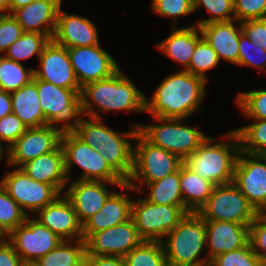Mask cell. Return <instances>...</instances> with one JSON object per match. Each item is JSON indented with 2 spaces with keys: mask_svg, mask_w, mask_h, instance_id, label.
Returning <instances> with one entry per match:
<instances>
[{
  "mask_svg": "<svg viewBox=\"0 0 266 266\" xmlns=\"http://www.w3.org/2000/svg\"><path fill=\"white\" fill-rule=\"evenodd\" d=\"M33 71L34 77L38 80L65 89H82L70 62L67 48L56 44L52 39L39 57V68H34Z\"/></svg>",
  "mask_w": 266,
  "mask_h": 266,
  "instance_id": "19",
  "label": "cell"
},
{
  "mask_svg": "<svg viewBox=\"0 0 266 266\" xmlns=\"http://www.w3.org/2000/svg\"><path fill=\"white\" fill-rule=\"evenodd\" d=\"M152 117L157 124L140 125L139 132L150 143L177 155L182 161L193 154L209 137L196 125H187L186 119Z\"/></svg>",
  "mask_w": 266,
  "mask_h": 266,
  "instance_id": "5",
  "label": "cell"
},
{
  "mask_svg": "<svg viewBox=\"0 0 266 266\" xmlns=\"http://www.w3.org/2000/svg\"><path fill=\"white\" fill-rule=\"evenodd\" d=\"M235 20L266 18V0H234Z\"/></svg>",
  "mask_w": 266,
  "mask_h": 266,
  "instance_id": "45",
  "label": "cell"
},
{
  "mask_svg": "<svg viewBox=\"0 0 266 266\" xmlns=\"http://www.w3.org/2000/svg\"><path fill=\"white\" fill-rule=\"evenodd\" d=\"M124 183L126 182L70 180L63 194L72 204L79 222L83 224L99 212L107 198L113 193L108 190V184L120 188Z\"/></svg>",
  "mask_w": 266,
  "mask_h": 266,
  "instance_id": "18",
  "label": "cell"
},
{
  "mask_svg": "<svg viewBox=\"0 0 266 266\" xmlns=\"http://www.w3.org/2000/svg\"><path fill=\"white\" fill-rule=\"evenodd\" d=\"M63 129L49 124L27 130L9 147V166L25 162L55 150L60 145Z\"/></svg>",
  "mask_w": 266,
  "mask_h": 266,
  "instance_id": "15",
  "label": "cell"
},
{
  "mask_svg": "<svg viewBox=\"0 0 266 266\" xmlns=\"http://www.w3.org/2000/svg\"><path fill=\"white\" fill-rule=\"evenodd\" d=\"M236 104L247 119L266 120V90L256 89L239 92Z\"/></svg>",
  "mask_w": 266,
  "mask_h": 266,
  "instance_id": "39",
  "label": "cell"
},
{
  "mask_svg": "<svg viewBox=\"0 0 266 266\" xmlns=\"http://www.w3.org/2000/svg\"><path fill=\"white\" fill-rule=\"evenodd\" d=\"M76 266H86V263H85V257L84 259Z\"/></svg>",
  "mask_w": 266,
  "mask_h": 266,
  "instance_id": "55",
  "label": "cell"
},
{
  "mask_svg": "<svg viewBox=\"0 0 266 266\" xmlns=\"http://www.w3.org/2000/svg\"><path fill=\"white\" fill-rule=\"evenodd\" d=\"M209 266H264L248 242L245 246L217 255Z\"/></svg>",
  "mask_w": 266,
  "mask_h": 266,
  "instance_id": "41",
  "label": "cell"
},
{
  "mask_svg": "<svg viewBox=\"0 0 266 266\" xmlns=\"http://www.w3.org/2000/svg\"><path fill=\"white\" fill-rule=\"evenodd\" d=\"M10 113H12L10 92L0 89V119Z\"/></svg>",
  "mask_w": 266,
  "mask_h": 266,
  "instance_id": "51",
  "label": "cell"
},
{
  "mask_svg": "<svg viewBox=\"0 0 266 266\" xmlns=\"http://www.w3.org/2000/svg\"><path fill=\"white\" fill-rule=\"evenodd\" d=\"M207 80L186 70L166 76L153 92L146 96V112L160 118L187 119L200 109L206 96Z\"/></svg>",
  "mask_w": 266,
  "mask_h": 266,
  "instance_id": "1",
  "label": "cell"
},
{
  "mask_svg": "<svg viewBox=\"0 0 266 266\" xmlns=\"http://www.w3.org/2000/svg\"><path fill=\"white\" fill-rule=\"evenodd\" d=\"M238 65L253 67L262 72L266 70V50L249 40L244 32L239 39Z\"/></svg>",
  "mask_w": 266,
  "mask_h": 266,
  "instance_id": "42",
  "label": "cell"
},
{
  "mask_svg": "<svg viewBox=\"0 0 266 266\" xmlns=\"http://www.w3.org/2000/svg\"><path fill=\"white\" fill-rule=\"evenodd\" d=\"M120 188L128 190L129 192L141 191L142 193H144L143 190L146 188L148 194L144 199L150 203L170 206H185L183 204L180 189V167L176 172L155 182L147 183L146 185H129L126 182L121 185Z\"/></svg>",
  "mask_w": 266,
  "mask_h": 266,
  "instance_id": "29",
  "label": "cell"
},
{
  "mask_svg": "<svg viewBox=\"0 0 266 266\" xmlns=\"http://www.w3.org/2000/svg\"><path fill=\"white\" fill-rule=\"evenodd\" d=\"M86 266H126L123 257L85 254Z\"/></svg>",
  "mask_w": 266,
  "mask_h": 266,
  "instance_id": "50",
  "label": "cell"
},
{
  "mask_svg": "<svg viewBox=\"0 0 266 266\" xmlns=\"http://www.w3.org/2000/svg\"><path fill=\"white\" fill-rule=\"evenodd\" d=\"M32 81L37 85L46 121L49 124L59 125L63 130L71 129L81 116L82 89H65L35 77Z\"/></svg>",
  "mask_w": 266,
  "mask_h": 266,
  "instance_id": "10",
  "label": "cell"
},
{
  "mask_svg": "<svg viewBox=\"0 0 266 266\" xmlns=\"http://www.w3.org/2000/svg\"><path fill=\"white\" fill-rule=\"evenodd\" d=\"M249 226L228 221H205L207 259L245 246L249 242Z\"/></svg>",
  "mask_w": 266,
  "mask_h": 266,
  "instance_id": "22",
  "label": "cell"
},
{
  "mask_svg": "<svg viewBox=\"0 0 266 266\" xmlns=\"http://www.w3.org/2000/svg\"><path fill=\"white\" fill-rule=\"evenodd\" d=\"M86 244L83 239L62 240L58 246L30 266H76L85 257Z\"/></svg>",
  "mask_w": 266,
  "mask_h": 266,
  "instance_id": "31",
  "label": "cell"
},
{
  "mask_svg": "<svg viewBox=\"0 0 266 266\" xmlns=\"http://www.w3.org/2000/svg\"><path fill=\"white\" fill-rule=\"evenodd\" d=\"M220 63L215 50L202 37L196 44L190 65L186 71L193 75L200 76L205 80H209L206 72L215 68Z\"/></svg>",
  "mask_w": 266,
  "mask_h": 266,
  "instance_id": "37",
  "label": "cell"
},
{
  "mask_svg": "<svg viewBox=\"0 0 266 266\" xmlns=\"http://www.w3.org/2000/svg\"><path fill=\"white\" fill-rule=\"evenodd\" d=\"M131 198L122 192H113L95 215L82 224L83 240L86 241L93 233L122 224L131 219Z\"/></svg>",
  "mask_w": 266,
  "mask_h": 266,
  "instance_id": "23",
  "label": "cell"
},
{
  "mask_svg": "<svg viewBox=\"0 0 266 266\" xmlns=\"http://www.w3.org/2000/svg\"><path fill=\"white\" fill-rule=\"evenodd\" d=\"M10 95L12 113L19 117L27 128L49 125L40 105L37 85L33 81L10 92Z\"/></svg>",
  "mask_w": 266,
  "mask_h": 266,
  "instance_id": "28",
  "label": "cell"
},
{
  "mask_svg": "<svg viewBox=\"0 0 266 266\" xmlns=\"http://www.w3.org/2000/svg\"><path fill=\"white\" fill-rule=\"evenodd\" d=\"M50 40L51 38L46 34L24 32L19 39L10 45V47L4 52L3 56L18 63H21V60H26L34 55H37L39 59L43 49Z\"/></svg>",
  "mask_w": 266,
  "mask_h": 266,
  "instance_id": "32",
  "label": "cell"
},
{
  "mask_svg": "<svg viewBox=\"0 0 266 266\" xmlns=\"http://www.w3.org/2000/svg\"><path fill=\"white\" fill-rule=\"evenodd\" d=\"M230 130V132L221 136V141H217V138L215 139L214 137H208L184 161L198 176L209 180L215 186L233 183L234 168L240 152V143L236 132L232 129Z\"/></svg>",
  "mask_w": 266,
  "mask_h": 266,
  "instance_id": "3",
  "label": "cell"
},
{
  "mask_svg": "<svg viewBox=\"0 0 266 266\" xmlns=\"http://www.w3.org/2000/svg\"><path fill=\"white\" fill-rule=\"evenodd\" d=\"M233 183L258 213H266V155L240 151Z\"/></svg>",
  "mask_w": 266,
  "mask_h": 266,
  "instance_id": "13",
  "label": "cell"
},
{
  "mask_svg": "<svg viewBox=\"0 0 266 266\" xmlns=\"http://www.w3.org/2000/svg\"><path fill=\"white\" fill-rule=\"evenodd\" d=\"M34 0H10L9 14H12L15 10L27 6Z\"/></svg>",
  "mask_w": 266,
  "mask_h": 266,
  "instance_id": "52",
  "label": "cell"
},
{
  "mask_svg": "<svg viewBox=\"0 0 266 266\" xmlns=\"http://www.w3.org/2000/svg\"><path fill=\"white\" fill-rule=\"evenodd\" d=\"M162 240L168 266H209L205 221L194 212L187 215Z\"/></svg>",
  "mask_w": 266,
  "mask_h": 266,
  "instance_id": "4",
  "label": "cell"
},
{
  "mask_svg": "<svg viewBox=\"0 0 266 266\" xmlns=\"http://www.w3.org/2000/svg\"><path fill=\"white\" fill-rule=\"evenodd\" d=\"M151 9L155 14L173 19L176 27L178 17L194 13L193 0H152Z\"/></svg>",
  "mask_w": 266,
  "mask_h": 266,
  "instance_id": "43",
  "label": "cell"
},
{
  "mask_svg": "<svg viewBox=\"0 0 266 266\" xmlns=\"http://www.w3.org/2000/svg\"><path fill=\"white\" fill-rule=\"evenodd\" d=\"M189 213L185 206L153 204L144 198L133 200L132 215L144 241H162Z\"/></svg>",
  "mask_w": 266,
  "mask_h": 266,
  "instance_id": "9",
  "label": "cell"
},
{
  "mask_svg": "<svg viewBox=\"0 0 266 266\" xmlns=\"http://www.w3.org/2000/svg\"><path fill=\"white\" fill-rule=\"evenodd\" d=\"M57 13V21L52 40L65 48L79 46H95L99 42L97 26L87 17L69 14L61 10Z\"/></svg>",
  "mask_w": 266,
  "mask_h": 266,
  "instance_id": "21",
  "label": "cell"
},
{
  "mask_svg": "<svg viewBox=\"0 0 266 266\" xmlns=\"http://www.w3.org/2000/svg\"><path fill=\"white\" fill-rule=\"evenodd\" d=\"M253 122L233 129L239 139L240 151L248 154L266 155V120Z\"/></svg>",
  "mask_w": 266,
  "mask_h": 266,
  "instance_id": "33",
  "label": "cell"
},
{
  "mask_svg": "<svg viewBox=\"0 0 266 266\" xmlns=\"http://www.w3.org/2000/svg\"><path fill=\"white\" fill-rule=\"evenodd\" d=\"M33 69L0 55V89L12 92L29 84L34 77Z\"/></svg>",
  "mask_w": 266,
  "mask_h": 266,
  "instance_id": "34",
  "label": "cell"
},
{
  "mask_svg": "<svg viewBox=\"0 0 266 266\" xmlns=\"http://www.w3.org/2000/svg\"><path fill=\"white\" fill-rule=\"evenodd\" d=\"M26 217L27 214L0 184V236L6 238L17 226L25 222Z\"/></svg>",
  "mask_w": 266,
  "mask_h": 266,
  "instance_id": "36",
  "label": "cell"
},
{
  "mask_svg": "<svg viewBox=\"0 0 266 266\" xmlns=\"http://www.w3.org/2000/svg\"><path fill=\"white\" fill-rule=\"evenodd\" d=\"M86 117V118H85ZM104 120L81 115L71 130L91 148L98 149L104 140Z\"/></svg>",
  "mask_w": 266,
  "mask_h": 266,
  "instance_id": "40",
  "label": "cell"
},
{
  "mask_svg": "<svg viewBox=\"0 0 266 266\" xmlns=\"http://www.w3.org/2000/svg\"><path fill=\"white\" fill-rule=\"evenodd\" d=\"M27 127L14 113L0 119V138L10 147L25 131Z\"/></svg>",
  "mask_w": 266,
  "mask_h": 266,
  "instance_id": "47",
  "label": "cell"
},
{
  "mask_svg": "<svg viewBox=\"0 0 266 266\" xmlns=\"http://www.w3.org/2000/svg\"><path fill=\"white\" fill-rule=\"evenodd\" d=\"M199 28L202 37L215 50L220 61L224 59L238 65L239 39L243 32L241 22H213Z\"/></svg>",
  "mask_w": 266,
  "mask_h": 266,
  "instance_id": "24",
  "label": "cell"
},
{
  "mask_svg": "<svg viewBox=\"0 0 266 266\" xmlns=\"http://www.w3.org/2000/svg\"><path fill=\"white\" fill-rule=\"evenodd\" d=\"M10 0H0V15L9 14Z\"/></svg>",
  "mask_w": 266,
  "mask_h": 266,
  "instance_id": "54",
  "label": "cell"
},
{
  "mask_svg": "<svg viewBox=\"0 0 266 266\" xmlns=\"http://www.w3.org/2000/svg\"><path fill=\"white\" fill-rule=\"evenodd\" d=\"M4 141L0 138V161L6 156V165L9 166V146L5 143L4 146H3V143ZM5 153H4V152Z\"/></svg>",
  "mask_w": 266,
  "mask_h": 266,
  "instance_id": "53",
  "label": "cell"
},
{
  "mask_svg": "<svg viewBox=\"0 0 266 266\" xmlns=\"http://www.w3.org/2000/svg\"><path fill=\"white\" fill-rule=\"evenodd\" d=\"M123 258L126 266H168L160 241H143Z\"/></svg>",
  "mask_w": 266,
  "mask_h": 266,
  "instance_id": "35",
  "label": "cell"
},
{
  "mask_svg": "<svg viewBox=\"0 0 266 266\" xmlns=\"http://www.w3.org/2000/svg\"><path fill=\"white\" fill-rule=\"evenodd\" d=\"M0 266H26L5 237L0 239Z\"/></svg>",
  "mask_w": 266,
  "mask_h": 266,
  "instance_id": "49",
  "label": "cell"
},
{
  "mask_svg": "<svg viewBox=\"0 0 266 266\" xmlns=\"http://www.w3.org/2000/svg\"><path fill=\"white\" fill-rule=\"evenodd\" d=\"M35 218L62 240L83 239L82 224L70 201L60 194L51 204L36 212Z\"/></svg>",
  "mask_w": 266,
  "mask_h": 266,
  "instance_id": "20",
  "label": "cell"
},
{
  "mask_svg": "<svg viewBox=\"0 0 266 266\" xmlns=\"http://www.w3.org/2000/svg\"><path fill=\"white\" fill-rule=\"evenodd\" d=\"M79 86L111 77L120 66L109 52L100 46H79L67 49Z\"/></svg>",
  "mask_w": 266,
  "mask_h": 266,
  "instance_id": "14",
  "label": "cell"
},
{
  "mask_svg": "<svg viewBox=\"0 0 266 266\" xmlns=\"http://www.w3.org/2000/svg\"><path fill=\"white\" fill-rule=\"evenodd\" d=\"M134 141L133 171L127 181L129 185H146L160 180L176 172L184 162L177 155L150 143L139 131Z\"/></svg>",
  "mask_w": 266,
  "mask_h": 266,
  "instance_id": "7",
  "label": "cell"
},
{
  "mask_svg": "<svg viewBox=\"0 0 266 266\" xmlns=\"http://www.w3.org/2000/svg\"><path fill=\"white\" fill-rule=\"evenodd\" d=\"M144 240L139 236L133 219L93 233L86 241V253L124 257Z\"/></svg>",
  "mask_w": 266,
  "mask_h": 266,
  "instance_id": "16",
  "label": "cell"
},
{
  "mask_svg": "<svg viewBox=\"0 0 266 266\" xmlns=\"http://www.w3.org/2000/svg\"><path fill=\"white\" fill-rule=\"evenodd\" d=\"M80 99L81 115L91 118L101 119L99 112H146L145 94L121 68L107 79L87 83L82 87Z\"/></svg>",
  "mask_w": 266,
  "mask_h": 266,
  "instance_id": "2",
  "label": "cell"
},
{
  "mask_svg": "<svg viewBox=\"0 0 266 266\" xmlns=\"http://www.w3.org/2000/svg\"><path fill=\"white\" fill-rule=\"evenodd\" d=\"M11 170L5 173L0 184L27 216L34 215L60 195L52 185L34 180L19 167Z\"/></svg>",
  "mask_w": 266,
  "mask_h": 266,
  "instance_id": "11",
  "label": "cell"
},
{
  "mask_svg": "<svg viewBox=\"0 0 266 266\" xmlns=\"http://www.w3.org/2000/svg\"><path fill=\"white\" fill-rule=\"evenodd\" d=\"M60 8L54 0H34L15 10L11 15L21 25L24 32H36L53 37L57 13Z\"/></svg>",
  "mask_w": 266,
  "mask_h": 266,
  "instance_id": "26",
  "label": "cell"
},
{
  "mask_svg": "<svg viewBox=\"0 0 266 266\" xmlns=\"http://www.w3.org/2000/svg\"><path fill=\"white\" fill-rule=\"evenodd\" d=\"M21 25L11 14L0 15V55L23 35Z\"/></svg>",
  "mask_w": 266,
  "mask_h": 266,
  "instance_id": "46",
  "label": "cell"
},
{
  "mask_svg": "<svg viewBox=\"0 0 266 266\" xmlns=\"http://www.w3.org/2000/svg\"><path fill=\"white\" fill-rule=\"evenodd\" d=\"M214 184L198 176L184 162L180 166V189L185 209L197 213L208 201Z\"/></svg>",
  "mask_w": 266,
  "mask_h": 266,
  "instance_id": "30",
  "label": "cell"
},
{
  "mask_svg": "<svg viewBox=\"0 0 266 266\" xmlns=\"http://www.w3.org/2000/svg\"><path fill=\"white\" fill-rule=\"evenodd\" d=\"M6 239L26 266L55 249L62 241L53 231L42 225L31 215L17 226Z\"/></svg>",
  "mask_w": 266,
  "mask_h": 266,
  "instance_id": "12",
  "label": "cell"
},
{
  "mask_svg": "<svg viewBox=\"0 0 266 266\" xmlns=\"http://www.w3.org/2000/svg\"><path fill=\"white\" fill-rule=\"evenodd\" d=\"M249 243L266 266V213H259L249 226Z\"/></svg>",
  "mask_w": 266,
  "mask_h": 266,
  "instance_id": "44",
  "label": "cell"
},
{
  "mask_svg": "<svg viewBox=\"0 0 266 266\" xmlns=\"http://www.w3.org/2000/svg\"><path fill=\"white\" fill-rule=\"evenodd\" d=\"M58 5L62 6L63 0H54Z\"/></svg>",
  "mask_w": 266,
  "mask_h": 266,
  "instance_id": "56",
  "label": "cell"
},
{
  "mask_svg": "<svg viewBox=\"0 0 266 266\" xmlns=\"http://www.w3.org/2000/svg\"><path fill=\"white\" fill-rule=\"evenodd\" d=\"M60 145L64 153L65 171L70 181L72 167L79 166V180L125 182L106 162L100 152L82 141L71 129L63 130Z\"/></svg>",
  "mask_w": 266,
  "mask_h": 266,
  "instance_id": "6",
  "label": "cell"
},
{
  "mask_svg": "<svg viewBox=\"0 0 266 266\" xmlns=\"http://www.w3.org/2000/svg\"><path fill=\"white\" fill-rule=\"evenodd\" d=\"M130 131L118 133L104 124V140L98 151L110 167L127 182L133 171L134 145L132 140L141 124L131 123ZM131 140V141H130Z\"/></svg>",
  "mask_w": 266,
  "mask_h": 266,
  "instance_id": "17",
  "label": "cell"
},
{
  "mask_svg": "<svg viewBox=\"0 0 266 266\" xmlns=\"http://www.w3.org/2000/svg\"><path fill=\"white\" fill-rule=\"evenodd\" d=\"M170 33L165 40L156 45V48L186 70L196 44L202 38L200 28L195 24L181 28L172 27Z\"/></svg>",
  "mask_w": 266,
  "mask_h": 266,
  "instance_id": "27",
  "label": "cell"
},
{
  "mask_svg": "<svg viewBox=\"0 0 266 266\" xmlns=\"http://www.w3.org/2000/svg\"><path fill=\"white\" fill-rule=\"evenodd\" d=\"M19 168L34 180L52 185L60 194L64 193L69 182L61 145L51 152L25 162Z\"/></svg>",
  "mask_w": 266,
  "mask_h": 266,
  "instance_id": "25",
  "label": "cell"
},
{
  "mask_svg": "<svg viewBox=\"0 0 266 266\" xmlns=\"http://www.w3.org/2000/svg\"><path fill=\"white\" fill-rule=\"evenodd\" d=\"M202 7L206 8L210 18L197 21L195 25L199 27L213 22L235 20L234 0H193L194 12Z\"/></svg>",
  "mask_w": 266,
  "mask_h": 266,
  "instance_id": "38",
  "label": "cell"
},
{
  "mask_svg": "<svg viewBox=\"0 0 266 266\" xmlns=\"http://www.w3.org/2000/svg\"><path fill=\"white\" fill-rule=\"evenodd\" d=\"M241 26L249 40L266 50V18L245 20Z\"/></svg>",
  "mask_w": 266,
  "mask_h": 266,
  "instance_id": "48",
  "label": "cell"
},
{
  "mask_svg": "<svg viewBox=\"0 0 266 266\" xmlns=\"http://www.w3.org/2000/svg\"><path fill=\"white\" fill-rule=\"evenodd\" d=\"M197 214L204 221H228L250 225L259 214L234 185L214 186L208 201Z\"/></svg>",
  "mask_w": 266,
  "mask_h": 266,
  "instance_id": "8",
  "label": "cell"
}]
</instances>
